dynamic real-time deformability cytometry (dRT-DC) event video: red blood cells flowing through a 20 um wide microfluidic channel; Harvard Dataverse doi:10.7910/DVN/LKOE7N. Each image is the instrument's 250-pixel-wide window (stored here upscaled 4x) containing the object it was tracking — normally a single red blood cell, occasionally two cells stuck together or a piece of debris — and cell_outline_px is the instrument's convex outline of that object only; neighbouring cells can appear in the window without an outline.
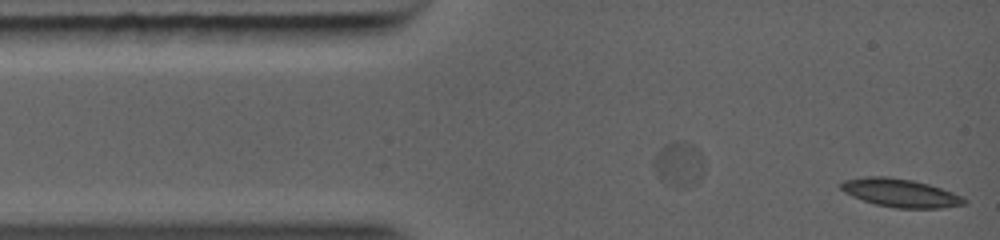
{"species": "common noctule bat (a hibernating species)", "species_latin": "Nyctalus noctula", "temperature_condition": "warm", "stored_images_in_passage": 4, "segment_of_instrument_passage": [2, 2], "camera_frame_rate_fps": 5000, "um_per_image_px": 0.085, "animal": {"sex": "female", "body_mass_g": 19.0, "forearm_length_mm": 56.7}, "frame": {"image": 1, "passage_image": 4, "time_ms": 0.6, "image_size_px": [1000, 240], "cell_outline_px": [[968, 200], [964, 204], [940, 208], [896, 208], [876, 204], [852, 196], [844, 192], [836, 184], [844, 180], [864, 176], [888, 176], [912, 180], [928, 184], [964, 196]], "centroid_in_image_um": [76.5, 16.38], "position_along_channel_um": 8.5, "area_um2": 20.4}}